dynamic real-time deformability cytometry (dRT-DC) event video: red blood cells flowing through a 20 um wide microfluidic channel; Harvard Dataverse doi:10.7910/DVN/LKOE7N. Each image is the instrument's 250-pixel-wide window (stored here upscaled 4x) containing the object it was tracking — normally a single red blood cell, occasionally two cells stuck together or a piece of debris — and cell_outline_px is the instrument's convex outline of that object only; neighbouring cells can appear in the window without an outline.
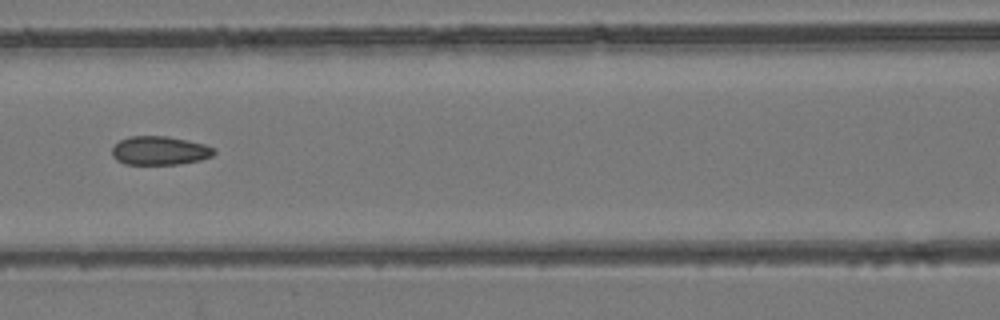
{"species": "common noctule bat (a hibernating species)", "species_latin": "Nyctalus noctula", "temperature_condition": "room temperature", "stored_images_in_passage": 7, "camera_frame_rate_fps": 3000, "um_per_image_px": 0.085, "animal": {"sex": "female", "body_mass_g": 24.6, "forearm_length_mm": 56.2}, "frame": {"image": 1, "passage_image": 7, "time_ms": 6.667, "image_size_px": [1000, 320], "cell_outline_px": [[216, 152], [212, 156], [200, 160], [180, 164], [124, 164], [116, 160], [112, 156], [112, 148], [120, 140], [128, 136], [168, 136], [188, 140], [204, 144], [216, 148]], "centroid_in_image_um": [13.58, 12.8], "position_along_channel_um": 153.0, "area_um2": 17.22}}